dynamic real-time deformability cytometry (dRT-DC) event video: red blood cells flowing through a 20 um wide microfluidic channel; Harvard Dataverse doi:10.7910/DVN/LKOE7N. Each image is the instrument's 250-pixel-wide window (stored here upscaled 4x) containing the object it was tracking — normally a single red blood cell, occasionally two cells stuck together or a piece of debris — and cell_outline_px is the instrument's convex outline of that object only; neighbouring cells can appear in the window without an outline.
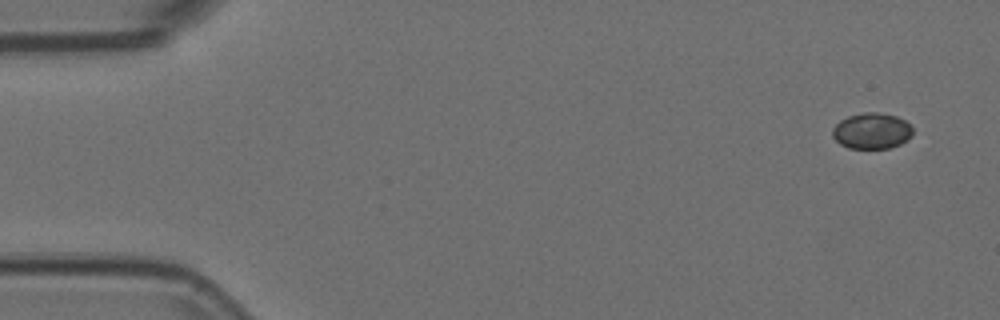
{"species": "Egyptian fruit bat (a non-hibernating species)", "species_latin": "Rousettus aegyptiacus", "temperature_condition": "room temperature", "stored_images_in_passage": 16, "camera_frame_rate_fps": 3000, "um_per_image_px": 0.085, "animal": {"sex": "female"}, "frame": {"image": 1, "passage_image": 1, "time_ms": 0.0, "image_size_px": [1000, 320], "cell_outline_px": [[912, 136], [908, 140], [900, 144], [888, 148], [848, 148], [840, 144], [832, 136], [832, 128], [840, 120], [848, 116], [864, 112], [876, 112], [896, 116], [904, 120], [912, 128]], "centroid_in_image_um": [74.09, 11.13], "position_along_channel_um": 10.9, "area_um2": 16.82}}